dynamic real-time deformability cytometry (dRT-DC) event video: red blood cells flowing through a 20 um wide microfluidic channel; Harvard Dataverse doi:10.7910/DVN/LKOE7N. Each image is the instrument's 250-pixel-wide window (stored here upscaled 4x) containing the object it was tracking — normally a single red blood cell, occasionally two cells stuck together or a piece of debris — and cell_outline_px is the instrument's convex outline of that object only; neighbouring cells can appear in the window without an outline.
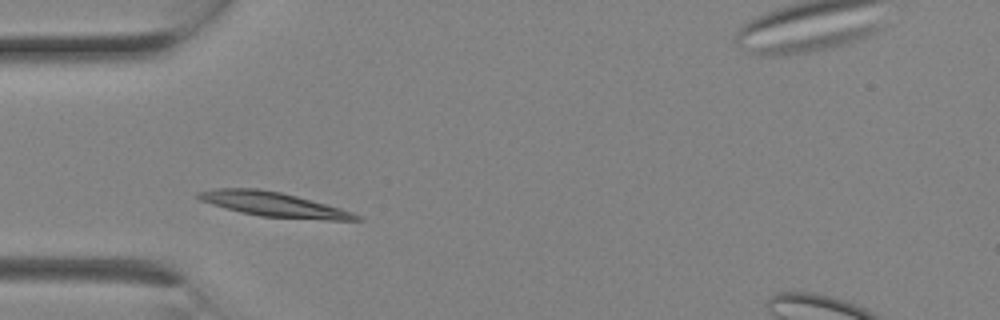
{"species": "Egyptian fruit bat (a non-hibernating species)", "species_latin": "Rousettus aegyptiacus", "temperature_condition": "room temperature", "stored_images_in_passage": 1, "camera_frame_rate_fps": 3000, "um_per_image_px": 0.085, "animal": {"sex": "female"}, "frame": {"image": 1, "passage_image": 1, "time_ms": 0.0, "image_size_px": [1000, 320], "cell_outline_px": [[364, 220], [328, 220], [260, 216], [240, 212], [212, 204], [200, 200], [192, 196], [196, 192], [216, 188], [256, 188], [280, 192], [296, 196], [340, 208], [352, 212], [360, 216]], "centroid_in_image_um": [23.2, 17.37], "position_along_channel_um": 61.8, "area_um2": 22.43}}